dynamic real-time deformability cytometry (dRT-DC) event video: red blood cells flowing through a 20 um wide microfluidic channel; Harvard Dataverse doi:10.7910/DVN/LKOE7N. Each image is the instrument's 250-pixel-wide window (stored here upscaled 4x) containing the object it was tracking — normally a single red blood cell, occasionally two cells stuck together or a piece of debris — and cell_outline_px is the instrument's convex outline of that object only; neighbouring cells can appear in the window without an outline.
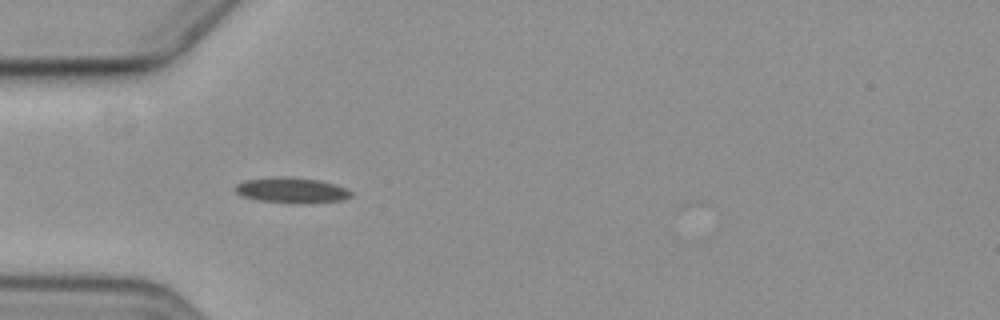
{"species": "common noctule bat (a hibernating species)", "species_latin": "Nyctalus noctula", "temperature_condition": "cold", "stored_images_in_passage": 4, "camera_frame_rate_fps": 3000, "um_per_image_px": 0.085, "animal": {"sex": "female", "body_mass_g": 19.3, "forearm_length_mm": 54.1}, "frame": {"image": 1, "passage_image": 2, "time_ms": 1.0, "image_size_px": [1000, 320], "cell_outline_px": [[352, 196], [340, 200], [308, 204], [292, 204], [256, 200], [240, 196], [232, 188], [236, 184], [244, 180], [276, 176], [284, 176], [320, 180], [336, 184], [348, 188], [352, 192]], "centroid_in_image_um": [24.76, 16.18], "position_along_channel_um": 60.2, "area_um2": 17.8}}
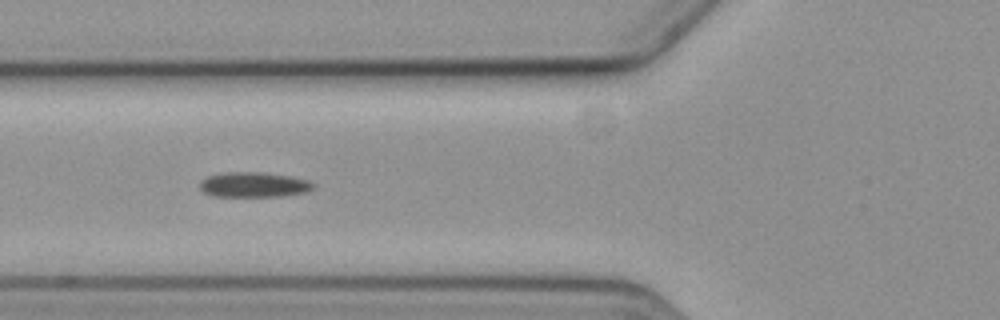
{"frame": {"image": 2, "passage_image": 3, "time_ms": 2.333, "image_size_px": [1000, 320], "cell_outline_px": [[316, 188], [304, 192], [284, 196], [208, 196], [200, 188], [200, 180], [208, 176], [224, 172], [264, 172], [288, 176], [308, 180], [316, 184]], "centroid_in_image_um": [21.57, 15.7], "position_along_channel_um": 104.2, "area_um2": 16.7}}